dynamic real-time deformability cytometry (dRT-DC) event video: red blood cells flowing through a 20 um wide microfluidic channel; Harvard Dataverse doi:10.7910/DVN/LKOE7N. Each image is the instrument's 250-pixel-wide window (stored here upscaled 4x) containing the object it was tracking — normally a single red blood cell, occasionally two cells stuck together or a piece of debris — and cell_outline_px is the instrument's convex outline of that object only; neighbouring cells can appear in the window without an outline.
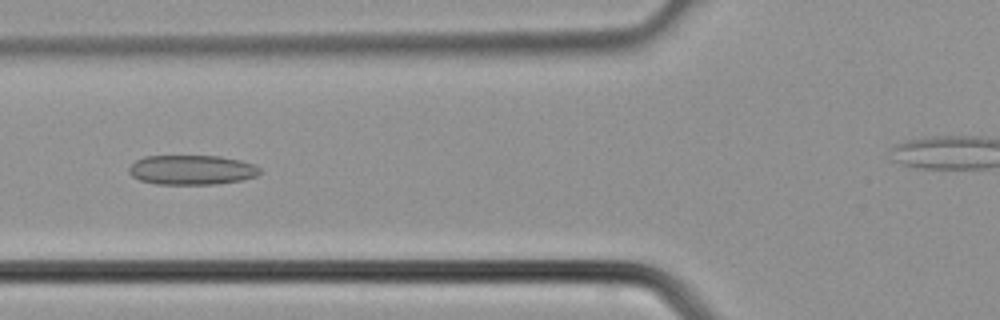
{"species": "common noctule bat (a hibernating species)", "species_latin": "Nyctalus noctula", "temperature_condition": "cold", "stored_images_in_passage": 26, "camera_frame_rate_fps": 3000, "um_per_image_px": 0.085, "animal": {"sex": "male", "body_mass_g": 21.5, "forearm_length_mm": 52.0}, "frame": {"image": 1, "passage_image": 7, "time_ms": 2.0, "image_size_px": [1000, 320], "cell_outline_px": [[260, 172], [256, 176], [240, 180], [216, 184], [156, 184], [140, 180], [132, 176], [128, 172], [128, 168], [136, 160], [144, 156], [220, 156], [240, 160], [256, 164], [260, 168]], "centroid_in_image_um": [16.29, 14.43], "position_along_channel_um": 109.5, "area_um2": 22.66}}
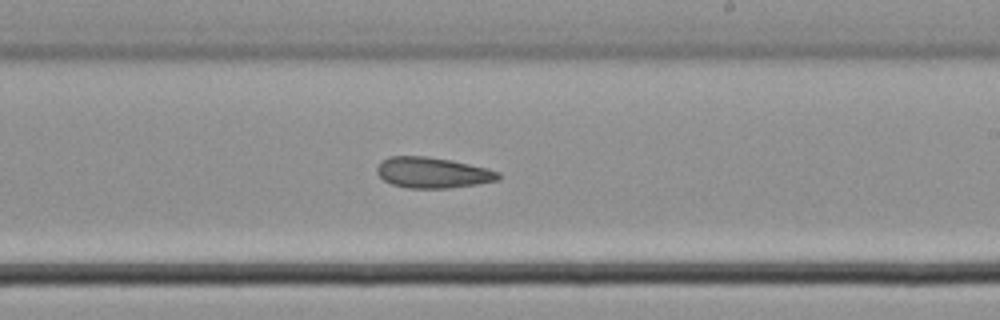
{"frame": {"image": 2, "passage_image": 15, "time_ms": 4.667, "image_size_px": [1000, 320], "cell_outline_px": [[500, 180], [476, 184], [448, 188], [408, 188], [392, 184], [384, 180], [376, 172], [376, 168], [388, 156], [424, 156], [452, 160], [500, 172]], "centroid_in_image_um": [36.77, 14.68], "position_along_channel_um": 252.2, "area_um2": 21.56}}
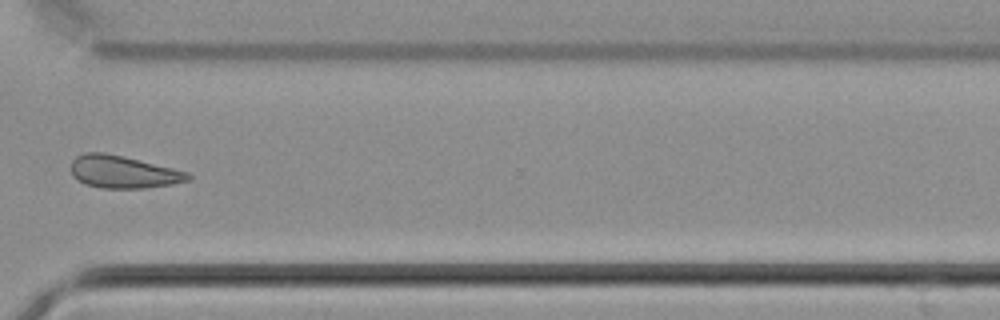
{"frame": {"image": 3, "passage_image": 21, "time_ms": 6.667, "image_size_px": [1000, 320], "cell_outline_px": [[192, 176], [188, 180], [172, 184], [148, 188], [100, 188], [84, 184], [72, 176], [72, 160], [76, 156], [84, 152], [104, 152], [124, 156], [188, 172]], "centroid_in_image_um": [10.44, 14.61], "position_along_channel_um": 360.2, "area_um2": 22.2}}